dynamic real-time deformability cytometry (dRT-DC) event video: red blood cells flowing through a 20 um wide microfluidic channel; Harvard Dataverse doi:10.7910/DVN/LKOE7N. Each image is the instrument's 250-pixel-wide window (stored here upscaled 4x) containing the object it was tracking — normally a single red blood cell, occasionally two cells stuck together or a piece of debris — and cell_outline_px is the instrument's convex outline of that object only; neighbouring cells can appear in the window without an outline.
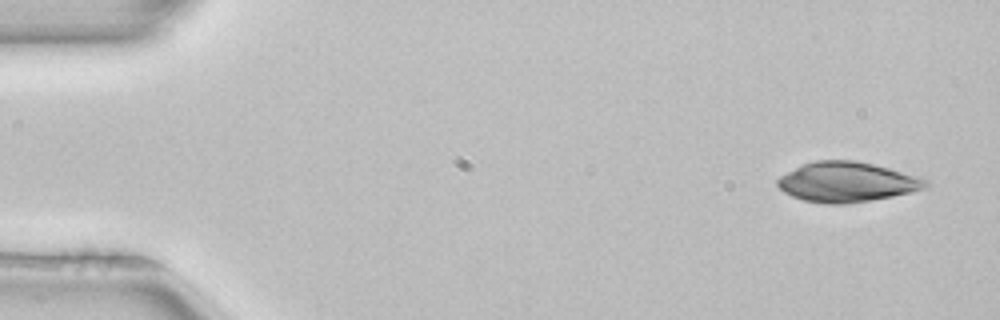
{"species": "common noctule bat (a hibernating species)", "species_latin": "Nyctalus noctula", "temperature_condition": "room temperature", "stored_images_in_passage": 3, "camera_frame_rate_fps": 3000, "um_per_image_px": 0.085, "animal": {"sex": "female", "body_mass_g": 22.7, "forearm_length_mm": 54.2}, "frame": {"image": 1, "passage_image": 1, "time_ms": 0.0, "image_size_px": [1000, 320], "cell_outline_px": [[928, 184], [924, 188], [912, 192], [872, 200], [844, 204], [824, 204], [804, 200], [792, 196], [784, 192], [776, 184], [776, 180], [780, 176], [804, 164], [816, 160], [856, 160], [920, 176], [928, 180]], "centroid_in_image_um": [71.99, 15.47], "position_along_channel_um": 13.0, "area_um2": 34.39}}